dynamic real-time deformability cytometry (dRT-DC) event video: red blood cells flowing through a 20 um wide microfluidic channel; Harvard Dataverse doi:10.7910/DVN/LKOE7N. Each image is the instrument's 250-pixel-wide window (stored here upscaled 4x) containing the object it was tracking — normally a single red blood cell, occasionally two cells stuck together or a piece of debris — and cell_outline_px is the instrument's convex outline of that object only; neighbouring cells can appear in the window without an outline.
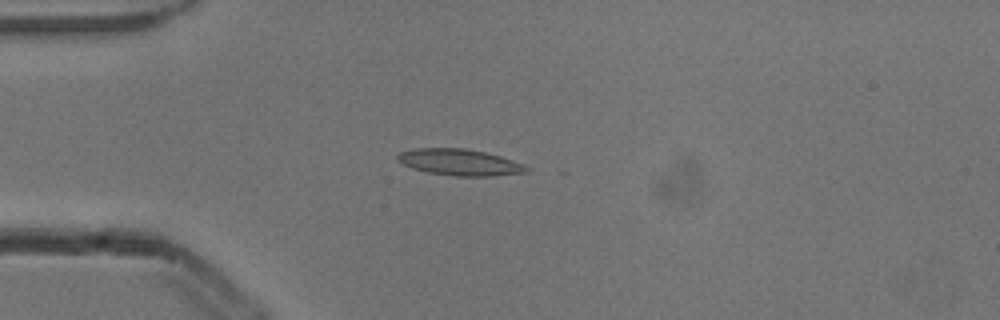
{"species": "common noctule bat (a hibernating species)", "species_latin": "Nyctalus noctula", "temperature_condition": "cold", "stored_images_in_passage": 3, "camera_frame_rate_fps": 3000, "um_per_image_px": 0.085, "animal": {"sex": "male", "body_mass_g": 13.3}, "frame": {"image": 1, "passage_image": 3, "time_ms": 0.667, "image_size_px": [1000, 320], "cell_outline_px": [[528, 172], [492, 176], [452, 176], [428, 172], [412, 168], [396, 160], [396, 156], [400, 152], [412, 148], [464, 148], [484, 152], [500, 156], [524, 164], [528, 168]], "centroid_in_image_um": [39.05, 13.79], "position_along_channel_um": 46.0, "area_um2": 19.83}}